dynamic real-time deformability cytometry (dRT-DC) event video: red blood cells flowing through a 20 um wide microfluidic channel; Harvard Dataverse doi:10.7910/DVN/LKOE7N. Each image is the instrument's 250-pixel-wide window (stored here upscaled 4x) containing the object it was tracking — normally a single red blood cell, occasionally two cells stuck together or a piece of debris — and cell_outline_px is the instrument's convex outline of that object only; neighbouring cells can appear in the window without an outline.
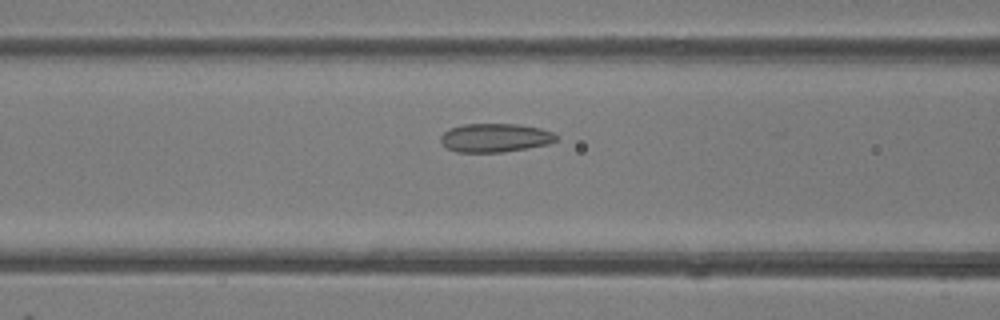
{"species": "common noctule bat (a hibernating species)", "species_latin": "Nyctalus noctula", "temperature_condition": "room temperature", "stored_images_in_passage": 50, "camera_frame_rate_fps": 3000, "um_per_image_px": 0.085, "animal": {"sex": "female"}, "frame": {"image": 1, "passage_image": 21, "time_ms": 6.667, "image_size_px": [1000, 320], "cell_outline_px": [[560, 140], [548, 144], [504, 152], [456, 152], [448, 148], [440, 140], [440, 136], [448, 128], [464, 124], [516, 124], [540, 128], [552, 132]], "centroid_in_image_um": [42.08, 11.71], "position_along_channel_um": 124.5, "area_um2": 19.31}}
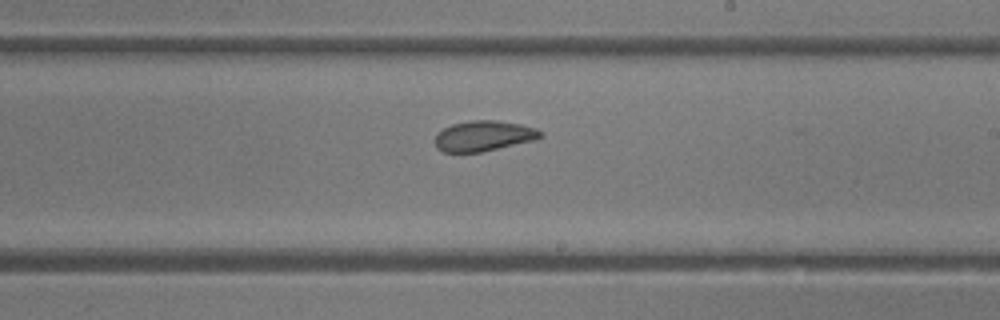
{"frame": {"image": 2, "passage_image": 30, "time_ms": 9.667, "image_size_px": [1000, 320], "cell_outline_px": [[544, 136], [536, 140], [480, 152], [444, 152], [436, 148], [436, 132], [452, 124], [472, 120], [496, 120], [520, 124], [536, 128], [544, 132]], "centroid_in_image_um": [41.14, 11.55], "position_along_channel_um": 247.9, "area_um2": 18.79}}
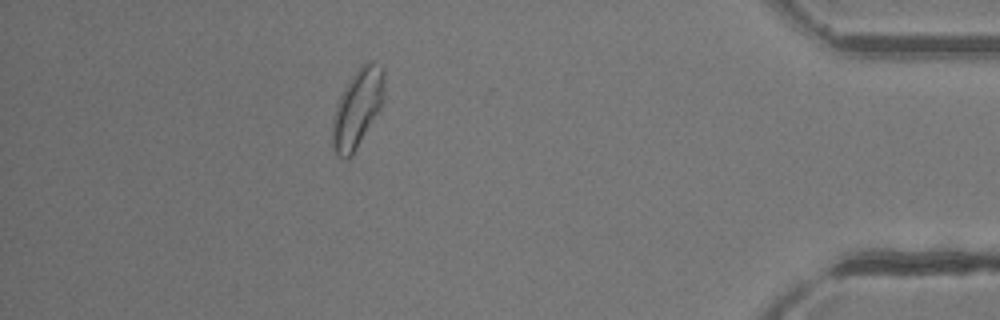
{"frame": {"image": 3, "passage_image": 45, "time_ms": 14.667, "image_size_px": [1000, 320], "cell_outline_px": [[384, 92], [380, 108], [356, 148], [348, 160], [344, 160], [332, 148], [332, 120], [336, 104], [344, 88], [360, 64], [368, 60], [372, 60], [384, 68]], "centroid_in_image_um": [30.37, 9.16], "position_along_channel_um": 404.8, "area_um2": 23.52}, "authors_computed_cell_mechanics": {"area_um2": 21.2126, "velocity_mm_per_s": 4.1154, "shape_relaxation_time_tau1_ms": null, "shape_relaxation_time_tau2_ms": 1.0615, "deformation_change_tau1": null, "deformation_change_tau2": 0.0498}}